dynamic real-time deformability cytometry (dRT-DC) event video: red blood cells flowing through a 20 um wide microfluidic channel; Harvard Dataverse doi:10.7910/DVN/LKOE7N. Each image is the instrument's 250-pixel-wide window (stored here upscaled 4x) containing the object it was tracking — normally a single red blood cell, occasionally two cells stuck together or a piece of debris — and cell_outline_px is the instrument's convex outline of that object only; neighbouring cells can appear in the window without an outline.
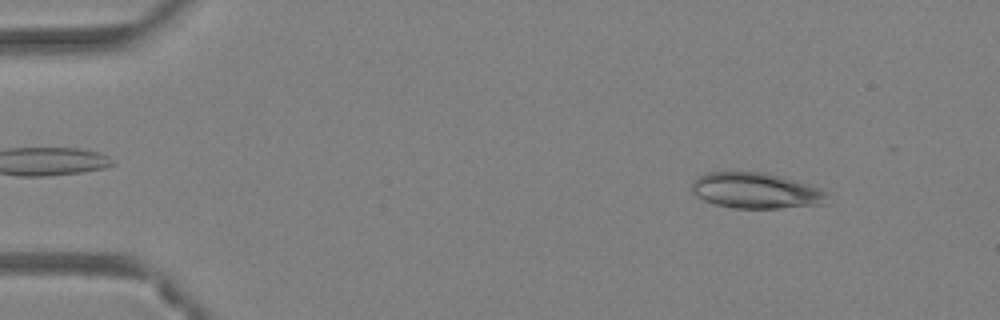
{"species": "Egyptian fruit bat (a non-hibernating species)", "species_latin": "Rousettus aegyptiacus", "temperature_condition": "warm", "stored_images_in_passage": 46, "camera_frame_rate_fps": 3000, "um_per_image_px": 0.085, "animal": {"sex": "female"}, "frame": {"image": 1, "passage_image": 5, "time_ms": 1.333, "image_size_px": [1000, 320], "cell_outline_px": [[828, 204], [780, 208], [732, 208], [716, 204], [704, 200], [696, 196], [692, 192], [692, 184], [700, 176], [708, 172], [764, 172], [820, 188], [828, 192]], "centroid_in_image_um": [64.29, 16.22], "position_along_channel_um": 20.7, "area_um2": 28.09}}
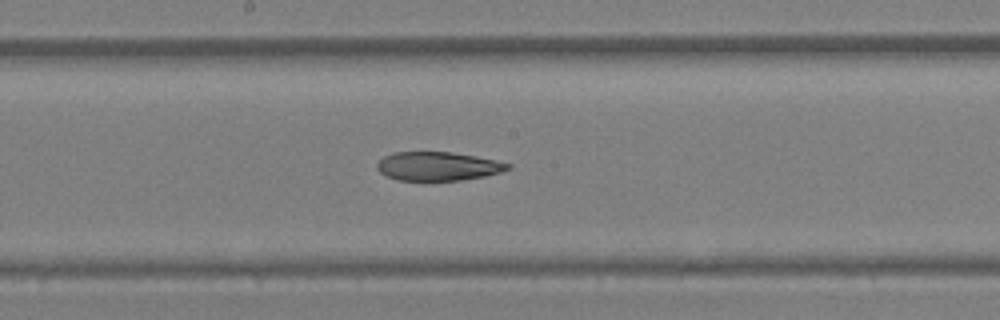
{"frame": {"image": 2, "passage_image": 25, "time_ms": 8.0, "image_size_px": [1000, 320], "cell_outline_px": [[512, 168], [500, 172], [484, 176], [460, 180], [396, 180], [384, 176], [376, 168], [376, 164], [384, 156], [396, 152], [452, 152], [476, 156], [496, 160], [512, 164]], "centroid_in_image_um": [37.22, 14.13], "position_along_channel_um": 211.0, "area_um2": 21.96}}
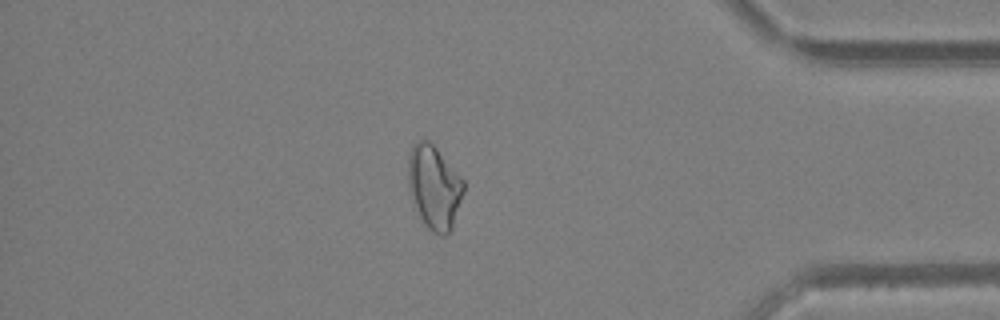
{"frame": {"image": 3, "passage_image": 40, "time_ms": 13.0, "image_size_px": [1000, 320], "cell_outline_px": [[464, 192], [452, 228], [444, 236], [440, 236], [432, 232], [424, 224], [420, 216], [408, 184], [408, 156], [412, 144], [420, 140], [428, 140], [436, 148], [464, 180]], "centroid_in_image_um": [36.91, 15.9], "position_along_channel_um": 398.3, "area_um2": 26.7}, "authors_computed_cell_mechanics": {"area_um2": 26.5591, "velocity_mm_per_s": 4.3507, "shape_relaxation_time_tau1_ms": null, "shape_relaxation_time_tau2_ms": 5.1812, "deformation_change_tau1": null, "deformation_change_tau2": 0.1383}}